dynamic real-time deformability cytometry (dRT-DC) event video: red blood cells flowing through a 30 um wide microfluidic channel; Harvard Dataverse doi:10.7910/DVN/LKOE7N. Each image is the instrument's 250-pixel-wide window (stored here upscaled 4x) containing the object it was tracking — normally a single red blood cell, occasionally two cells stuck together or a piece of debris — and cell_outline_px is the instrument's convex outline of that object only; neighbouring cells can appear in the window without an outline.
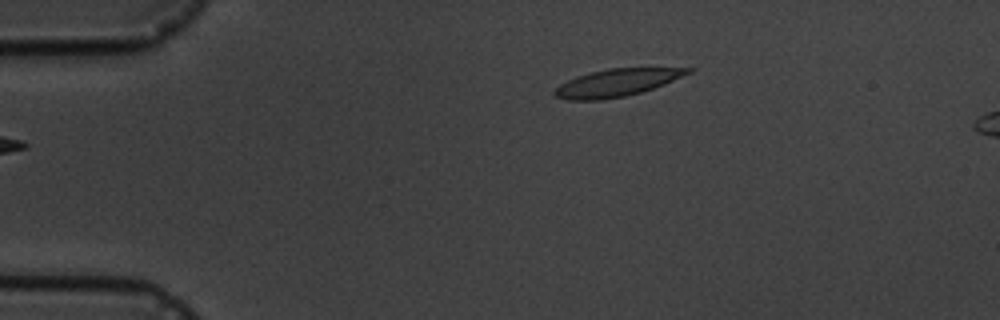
{"species": "common noctule bat (a hibernating species)", "species_latin": "Nyctalus noctula", "temperature_condition": "cold", "stored_images_in_passage": 2, "camera_frame_rate_fps": 3000, "um_per_image_px": 0.085, "animal": {"sex": "male", "body_mass_g": 19.5, "forearm_length_mm": 54.6}, "frame": {"image": 1, "passage_image": 2, "time_ms": 1.0, "image_size_px": [1000, 320], "cell_outline_px": [[696, 68], [692, 72], [664, 84], [640, 92], [624, 96], [600, 100], [568, 100], [556, 96], [552, 92], [560, 84], [576, 76], [608, 68]], "centroid_in_image_um": [52.41, 7.03], "position_along_channel_um": 32.6, "area_um2": 21.04}}